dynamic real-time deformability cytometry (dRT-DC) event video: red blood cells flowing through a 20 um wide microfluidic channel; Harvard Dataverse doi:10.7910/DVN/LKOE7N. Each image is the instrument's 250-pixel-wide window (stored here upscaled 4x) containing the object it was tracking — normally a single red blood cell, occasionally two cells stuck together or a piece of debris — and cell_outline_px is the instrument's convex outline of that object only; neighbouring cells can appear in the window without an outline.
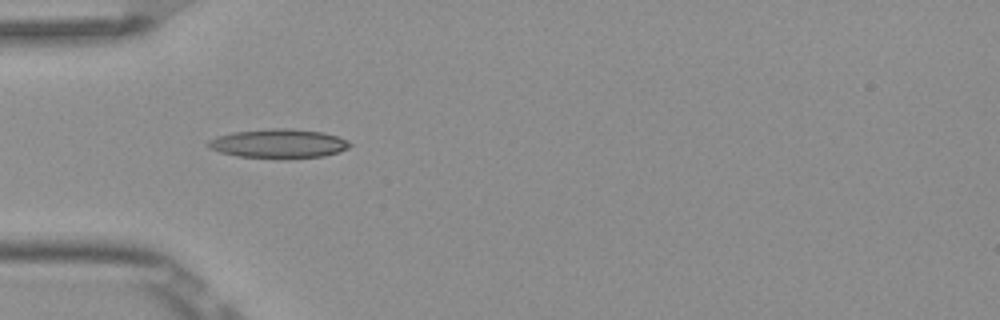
{"species": "Egyptian fruit bat (a non-hibernating species)", "species_latin": "Rousettus aegyptiacus", "temperature_condition": "room temperature", "stored_images_in_passage": 3, "camera_frame_rate_fps": 3000, "um_per_image_px": 0.085, "frame": {"image": 1, "passage_image": 2, "time_ms": 0.333, "image_size_px": [1000, 320], "cell_outline_px": [[352, 144], [348, 148], [324, 156], [288, 160], [284, 160], [236, 156], [220, 152], [208, 148], [204, 144], [208, 140], [216, 136], [232, 132], [268, 128], [292, 128], [320, 132], [336, 136], [348, 140]], "centroid_in_image_um": [23.62, 12.22], "position_along_channel_um": 61.4, "area_um2": 24.68}}
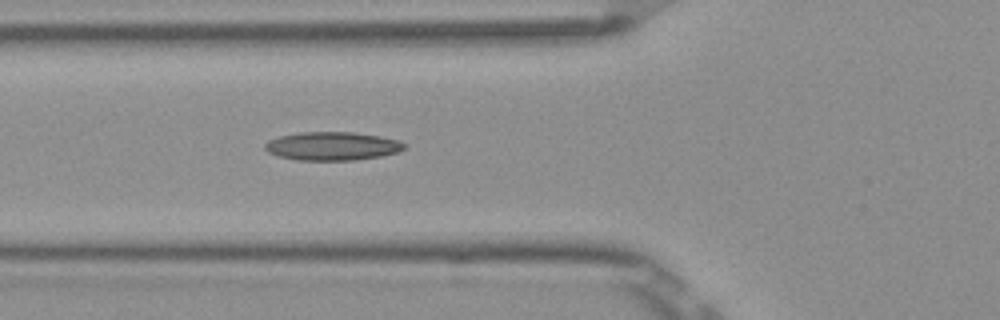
{"frame": {"image": 2, "passage_image": 3, "time_ms": 0.667, "image_size_px": [1000, 320], "cell_outline_px": [[404, 148], [400, 152], [380, 156], [352, 160], [296, 160], [280, 156], [268, 152], [264, 148], [264, 144], [268, 140], [280, 136], [300, 132], [352, 132], [380, 136], [400, 140], [404, 144]], "centroid_in_image_um": [28.24, 12.41], "position_along_channel_um": 97.6, "area_um2": 23.06}}